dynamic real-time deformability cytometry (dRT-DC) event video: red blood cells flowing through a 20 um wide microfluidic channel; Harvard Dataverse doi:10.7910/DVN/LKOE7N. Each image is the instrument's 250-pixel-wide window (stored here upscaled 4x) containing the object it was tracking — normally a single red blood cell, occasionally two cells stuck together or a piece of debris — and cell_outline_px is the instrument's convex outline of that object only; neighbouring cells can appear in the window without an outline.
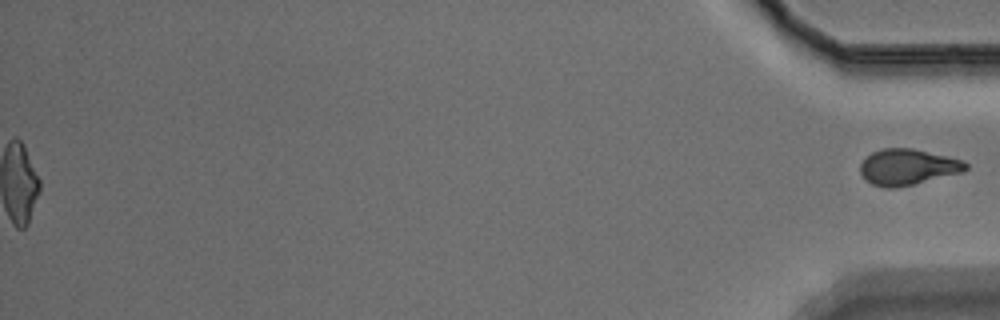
{"species": "Egyptian fruit bat (a non-hibernating species)", "species_latin": "Rousettus aegyptiacus", "temperature_condition": "warm", "stored_images_in_passage": 46, "segment_of_instrument_passage": [2, 2], "camera_frame_rate_fps": 3000, "um_per_image_px": 0.085, "animal": {"sex": "male"}, "frame": {"image": 1, "passage_image": 46, "time_ms": 15.0, "image_size_px": [1000, 320], "cell_outline_px": [[968, 168], [964, 172], [896, 188], [884, 188], [872, 184], [864, 180], [860, 172], [860, 164], [872, 152], [884, 148], [912, 148], [964, 160], [968, 164]], "centroid_in_image_um": [77.16, 14.2], "position_along_channel_um": 358.0, "area_um2": 22.2}}